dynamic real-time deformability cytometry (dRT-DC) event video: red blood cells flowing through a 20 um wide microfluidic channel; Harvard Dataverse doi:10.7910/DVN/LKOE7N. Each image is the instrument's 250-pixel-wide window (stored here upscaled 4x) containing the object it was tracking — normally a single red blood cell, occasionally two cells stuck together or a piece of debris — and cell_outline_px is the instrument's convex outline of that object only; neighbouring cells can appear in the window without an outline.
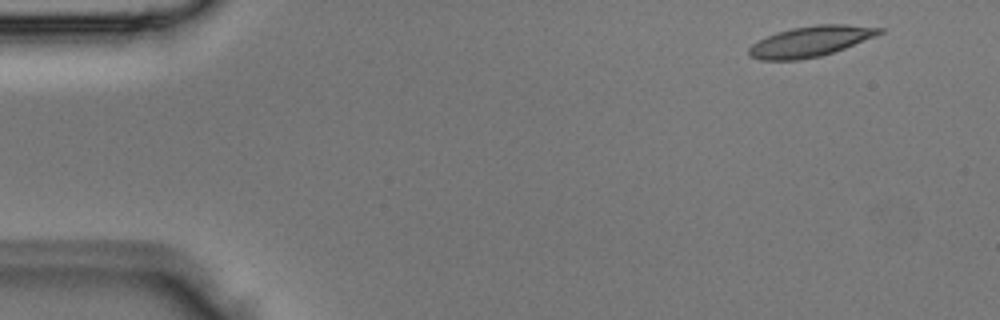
{"species": "Egyptian fruit bat (a non-hibernating species)", "species_latin": "Rousettus aegyptiacus", "temperature_condition": "room temperature", "stored_images_in_passage": 3, "camera_frame_rate_fps": 3000, "um_per_image_px": 0.085, "animal": {"sex": "male"}, "frame": {"image": 1, "passage_image": 1, "time_ms": 0.0, "image_size_px": [1000, 320], "cell_outline_px": [[884, 32], [844, 48], [820, 56], [796, 60], [760, 60], [752, 56], [748, 52], [748, 48], [752, 44], [768, 36], [792, 28], [816, 24], [844, 24], [884, 28]], "centroid_in_image_um": [68.9, 3.51], "position_along_channel_um": 16.1, "area_um2": 22.77}}
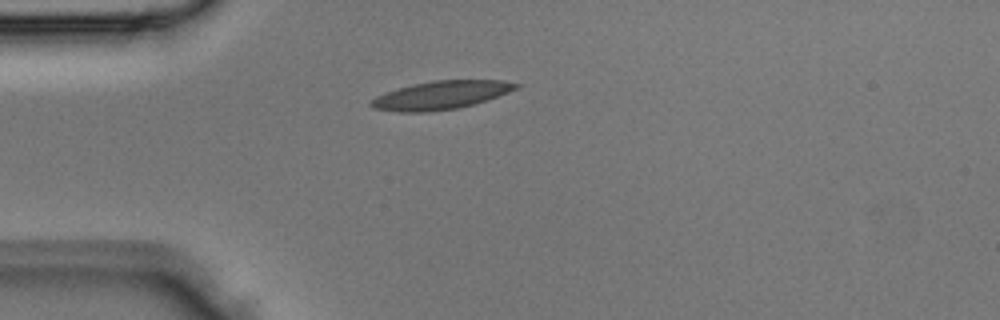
{"frame": {"image": 2, "passage_image": 3, "time_ms": 0.667, "image_size_px": [1000, 320], "cell_outline_px": [[524, 84], [520, 88], [472, 104], [456, 108], [424, 112], [400, 112], [376, 108], [368, 104], [376, 96], [412, 84], [432, 80], [500, 80]], "centroid_in_image_um": [37.52, 8.07], "position_along_channel_um": 47.5, "area_um2": 23.52}}